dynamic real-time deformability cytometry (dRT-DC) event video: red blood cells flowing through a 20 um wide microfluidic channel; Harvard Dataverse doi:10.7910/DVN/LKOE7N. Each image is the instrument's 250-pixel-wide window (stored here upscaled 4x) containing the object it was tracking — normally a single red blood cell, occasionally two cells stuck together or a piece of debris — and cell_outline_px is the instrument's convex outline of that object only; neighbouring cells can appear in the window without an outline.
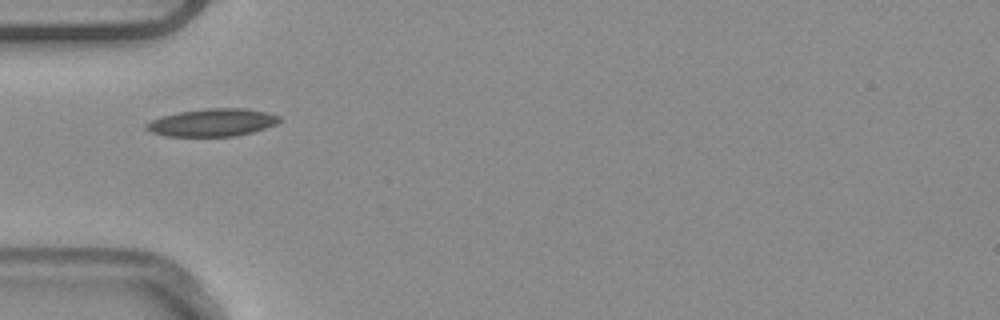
{"species": "common noctule bat (a hibernating species)", "species_latin": "Nyctalus noctula", "temperature_condition": "warm", "stored_images_in_passage": 30, "camera_frame_rate_fps": 3000, "um_per_image_px": 0.085, "animal": {"sex": "male", "body_mass_g": 20.4}, "frame": {"image": 1, "passage_image": 1, "time_ms": 0.0, "image_size_px": [1000, 320], "cell_outline_px": [[280, 120], [276, 124], [252, 132], [236, 136], [164, 136], [152, 132], [144, 128], [144, 124], [152, 120], [164, 116], [180, 112], [208, 108], [244, 108], [264, 112], [280, 116]], "centroid_in_image_um": [18.03, 10.42], "position_along_channel_um": 67.0, "area_um2": 21.21}, "authors_computed_cell_mechanics": {"area_um2": 19.7965, "velocity_mm_per_s": 3.8683, "shape_relaxation_time_tau1_ms": null, "shape_relaxation_time_tau2_ms": 4.5222, "deformation_change_tau1": null, "deformation_change_tau2": 0.0873}}